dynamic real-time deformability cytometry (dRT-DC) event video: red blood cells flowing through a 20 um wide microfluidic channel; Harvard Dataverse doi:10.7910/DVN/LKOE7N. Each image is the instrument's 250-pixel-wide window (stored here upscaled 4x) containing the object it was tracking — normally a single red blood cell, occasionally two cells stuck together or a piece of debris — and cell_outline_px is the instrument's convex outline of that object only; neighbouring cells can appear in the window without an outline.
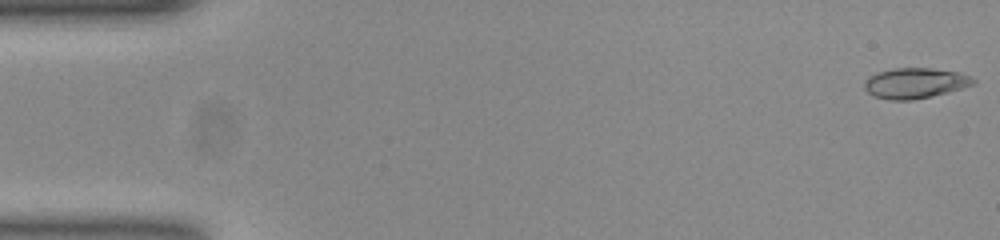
{"species": "common noctule bat (a hibernating species)", "species_latin": "Nyctalus noctula", "temperature_condition": "room temperature", "stored_images_in_passage": 52, "camera_frame_rate_fps": 3000, "um_per_image_px": 0.085, "animal": {"sex": "female", "body_mass_g": 23.0, "forearm_length_mm": 53.4}, "frame": {"image": 1, "passage_image": 1, "time_ms": 0.0, "image_size_px": [1000, 240], "cell_outline_px": [[976, 84], [948, 92], [932, 96], [912, 100], [888, 100], [876, 96], [868, 92], [864, 88], [864, 80], [868, 76], [876, 72], [896, 68], [932, 68], [960, 72], [972, 76], [976, 80]], "centroid_in_image_um": [77.8, 7.06], "position_along_channel_um": 7.2, "area_um2": 19.54}}
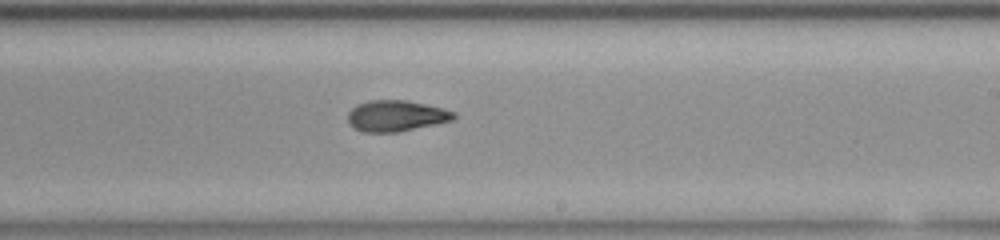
{"frame": {"image": 2, "passage_image": 31, "time_ms": 10.0, "image_size_px": [1000, 240], "cell_outline_px": [[456, 116], [452, 120], [396, 132], [364, 132], [352, 128], [348, 124], [348, 112], [356, 104], [368, 100], [404, 100], [444, 108], [456, 112]], "centroid_in_image_um": [33.62, 9.84], "position_along_channel_um": 255.4, "area_um2": 19.13}}
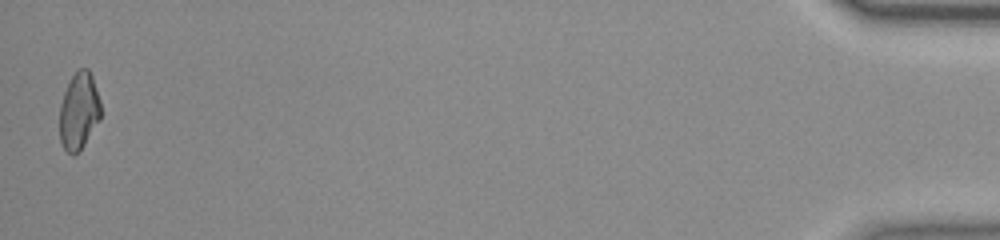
{"frame": {"image": 3, "passage_image": 52, "time_ms": 17.0, "image_size_px": [1000, 240], "cell_outline_px": [[100, 120], [80, 152], [72, 156], [60, 144], [60, 104], [64, 92], [72, 76], [80, 68], [88, 68], [92, 76], [100, 100]], "centroid_in_image_um": [6.71, 9.48], "position_along_channel_um": 428.5, "area_um2": 18.61}, "authors_computed_cell_mechanics": {"area_um2": 19.2474, "velocity_mm_per_s": 3.8879, "shape_relaxation_time_tau1_ms": null, "shape_relaxation_time_tau2_ms": 2.9534, "deformation_change_tau1": null, "deformation_change_tau2": 0.092}}